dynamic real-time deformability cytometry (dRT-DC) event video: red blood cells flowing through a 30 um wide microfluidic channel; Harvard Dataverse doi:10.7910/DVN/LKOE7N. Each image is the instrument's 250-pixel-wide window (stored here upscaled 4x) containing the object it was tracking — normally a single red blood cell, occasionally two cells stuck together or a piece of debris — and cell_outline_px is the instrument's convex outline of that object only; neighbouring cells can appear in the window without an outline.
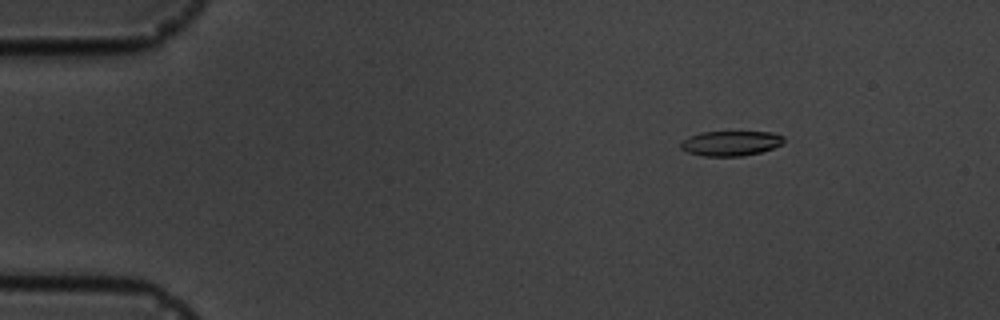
{"species": "common noctule bat (a hibernating species)", "species_latin": "Nyctalus noctula", "temperature_condition": "cold", "stored_images_in_passage": 5, "camera_frame_rate_fps": 3000, "um_per_image_px": 0.085, "animal": {"sex": "male", "body_mass_g": 19.5, "forearm_length_mm": 54.6}, "frame": {"image": 1, "passage_image": 1, "time_ms": 0.0, "image_size_px": [1000, 320], "cell_outline_px": [[784, 144], [760, 152], [740, 156], [704, 156], [688, 152], [680, 148], [680, 144], [688, 136], [700, 132], [772, 132], [784, 136]], "centroid_in_image_um": [62.12, 12.17], "position_along_channel_um": 22.9, "area_um2": 14.97}}
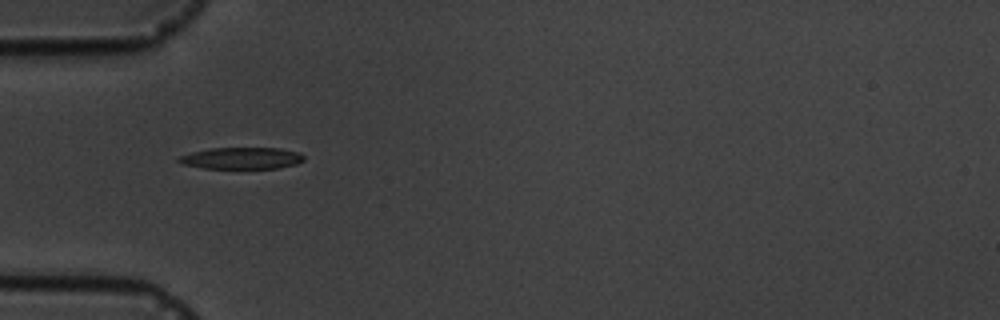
{"frame": {"image": 2, "passage_image": 4, "time_ms": 3.333, "image_size_px": [1000, 320], "cell_outline_px": [[304, 160], [296, 164], [276, 168], [204, 168], [184, 164], [176, 160], [180, 156], [192, 152], [212, 148], [280, 148], [300, 152], [304, 156]], "centroid_in_image_um": [20.57, 13.44], "position_along_channel_um": 64.4, "area_um2": 15.66}}
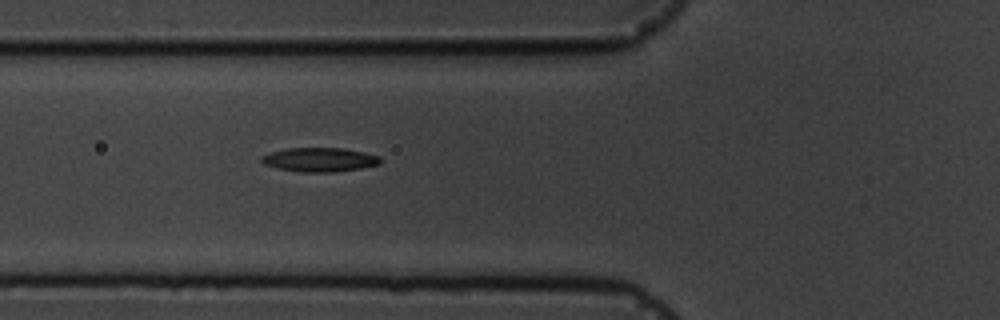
{"frame": {"image": 3, "passage_image": 5, "time_ms": 4.333, "image_size_px": [1000, 320], "cell_outline_px": [[380, 164], [360, 168], [336, 172], [300, 172], [276, 168], [264, 164], [260, 160], [260, 156], [272, 152], [288, 148], [344, 148], [364, 152], [380, 156]], "centroid_in_image_um": [27.15, 13.57], "position_along_channel_um": 98.6, "area_um2": 16.7}}